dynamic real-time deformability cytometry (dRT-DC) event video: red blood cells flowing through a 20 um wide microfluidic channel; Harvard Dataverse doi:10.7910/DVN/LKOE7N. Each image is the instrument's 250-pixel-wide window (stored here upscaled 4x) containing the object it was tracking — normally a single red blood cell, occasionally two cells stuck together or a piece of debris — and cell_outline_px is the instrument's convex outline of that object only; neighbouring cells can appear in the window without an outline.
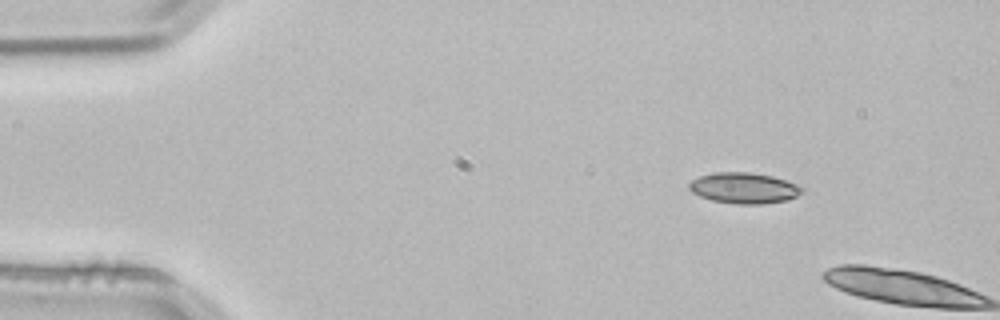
{"species": "common noctule bat (a hibernating species)", "species_latin": "Nyctalus noctula", "temperature_condition": "room temperature", "stored_images_in_passage": 2, "camera_frame_rate_fps": 3000, "um_per_image_px": 0.085, "animal": {"sex": "male", "body_mass_g": 21.5, "forearm_length_mm": 52.0}, "frame": {"image": 1, "passage_image": 1, "time_ms": 0.0, "image_size_px": [1000, 320], "cell_outline_px": [[804, 192], [788, 200], [764, 204], [736, 204], [712, 200], [700, 196], [692, 192], [688, 188], [688, 184], [692, 180], [700, 176], [712, 172], [748, 172], [772, 176], [796, 184], [804, 188]], "centroid_in_image_um": [63.23, 15.98], "position_along_channel_um": 21.8, "area_um2": 20.35}}